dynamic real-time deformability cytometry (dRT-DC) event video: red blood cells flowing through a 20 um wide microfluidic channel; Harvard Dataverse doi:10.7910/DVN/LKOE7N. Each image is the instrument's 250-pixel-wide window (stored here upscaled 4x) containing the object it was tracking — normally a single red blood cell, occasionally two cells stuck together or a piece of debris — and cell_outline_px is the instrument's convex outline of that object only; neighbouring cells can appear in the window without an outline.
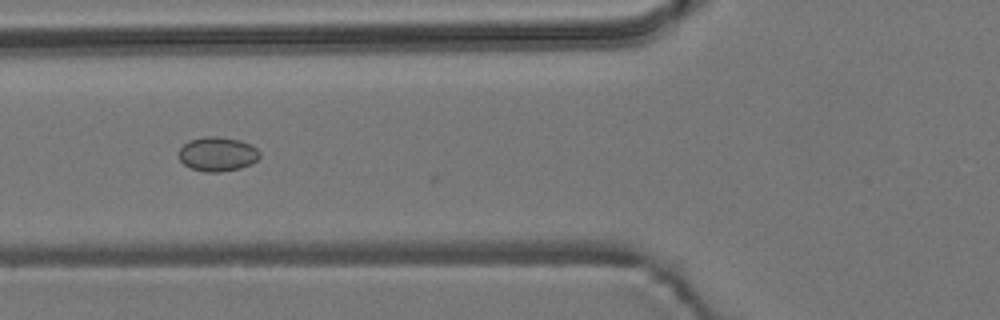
{"species": "common noctule bat (a hibernating species)", "species_latin": "Nyctalus noctula", "temperature_condition": "room temperature", "stored_images_in_passage": 10, "camera_frame_rate_fps": 3000, "um_per_image_px": 0.085, "animal": {"sex": "male", "body_mass_g": 19.2, "forearm_length_mm": 51.8}, "frame": {"image": 1, "passage_image": 5, "time_ms": 5.0, "image_size_px": [1000, 320], "cell_outline_px": [[260, 156], [252, 164], [240, 168], [220, 172], [204, 172], [192, 168], [184, 164], [180, 160], [180, 148], [188, 140], [204, 136], [216, 136], [240, 140], [252, 144], [260, 152]], "centroid_in_image_um": [18.51, 13.09], "position_along_channel_um": 107.3, "area_um2": 16.24}}
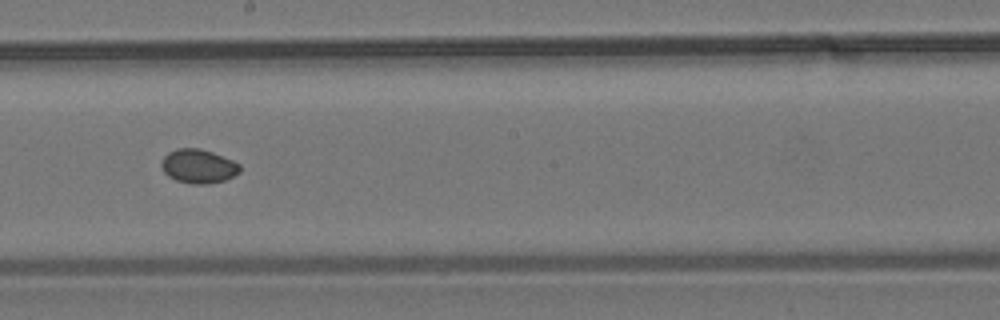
{"frame": {"image": 2, "passage_image": 8, "time_ms": 8.333, "image_size_px": [1000, 320], "cell_outline_px": [[240, 172], [224, 180], [208, 184], [192, 184], [176, 180], [168, 176], [164, 172], [160, 164], [164, 156], [168, 152], [176, 148], [200, 148], [212, 152], [232, 160], [240, 164]], "centroid_in_image_um": [16.84, 14.12], "position_along_channel_um": 231.4, "area_um2": 15.55}}
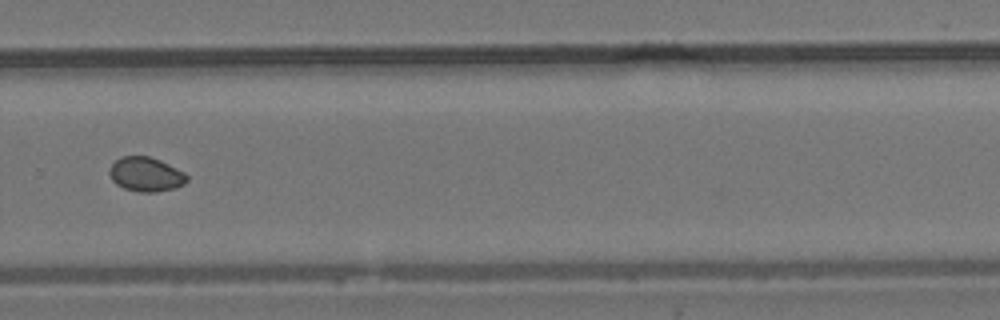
{"frame": {"image": 3, "passage_image": 10, "time_ms": 10.667, "image_size_px": [1000, 320], "cell_outline_px": [[188, 180], [184, 184], [176, 188], [156, 192], [140, 192], [124, 188], [116, 184], [112, 180], [108, 172], [112, 164], [120, 156], [148, 156], [160, 160], [184, 172], [188, 176]], "centroid_in_image_um": [12.4, 14.82], "position_along_channel_um": 317.4, "area_um2": 15.55}}